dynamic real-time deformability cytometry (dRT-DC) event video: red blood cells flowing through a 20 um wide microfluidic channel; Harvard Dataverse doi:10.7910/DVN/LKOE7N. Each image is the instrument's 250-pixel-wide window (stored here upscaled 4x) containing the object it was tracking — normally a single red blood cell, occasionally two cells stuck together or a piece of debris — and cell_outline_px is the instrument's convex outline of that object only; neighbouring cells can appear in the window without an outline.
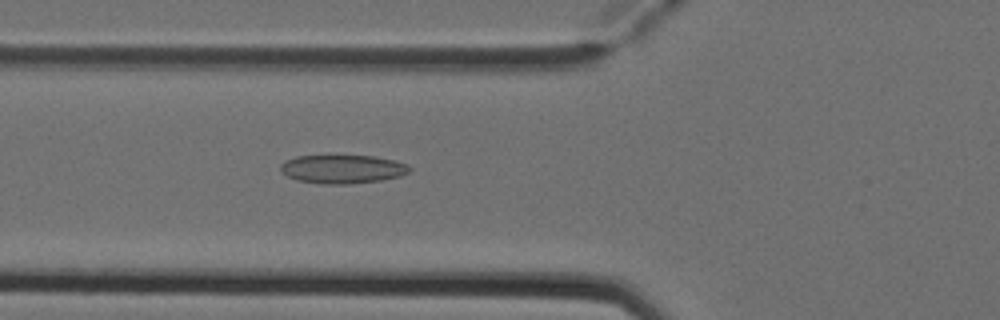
{"species": "Egyptian fruit bat (a non-hibernating species)", "species_latin": "Rousettus aegyptiacus", "temperature_condition": "cold", "stored_images_in_passage": 5, "camera_frame_rate_fps": 3000, "um_per_image_px": 0.085, "animal": {"sex": "female"}, "frame": {"image": 1, "passage_image": 5, "time_ms": 1.333, "image_size_px": [1000, 320], "cell_outline_px": [[412, 168], [408, 172], [400, 176], [380, 180], [348, 184], [320, 184], [296, 180], [288, 176], [280, 168], [280, 164], [284, 160], [296, 156], [328, 152], [372, 156], [392, 160], [408, 164]], "centroid_in_image_um": [29.05, 14.31], "position_along_channel_um": 96.7, "area_um2": 22.48}}